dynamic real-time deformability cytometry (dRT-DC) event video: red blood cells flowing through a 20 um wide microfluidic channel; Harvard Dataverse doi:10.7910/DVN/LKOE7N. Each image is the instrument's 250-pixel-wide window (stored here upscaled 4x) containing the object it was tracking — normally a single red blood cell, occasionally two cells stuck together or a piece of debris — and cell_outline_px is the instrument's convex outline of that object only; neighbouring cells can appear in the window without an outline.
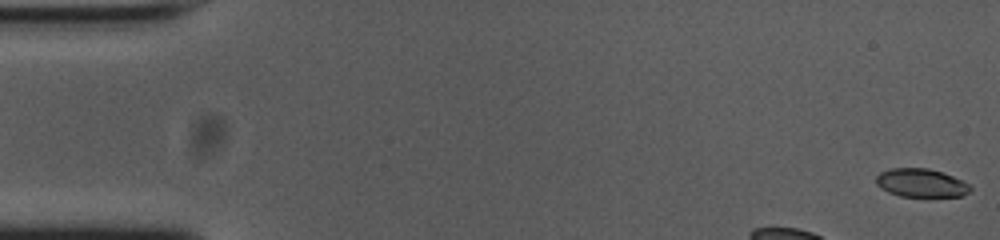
{"species": "common noctule bat (a hibernating species)", "species_latin": "Nyctalus noctula", "temperature_condition": "cold", "stored_images_in_passage": 12, "camera_frame_rate_fps": 3000, "um_per_image_px": 0.085, "animal": {"sex": "female", "body_mass_g": 23.0, "forearm_length_mm": 53.4}, "frame": {"image": 1, "passage_image": 1, "time_ms": 0.0, "image_size_px": [1000, 240], "cell_outline_px": [[972, 188], [968, 192], [960, 196], [900, 196], [888, 192], [880, 188], [876, 184], [876, 176], [880, 172], [888, 168], [928, 168], [952, 176], [968, 184]], "centroid_in_image_um": [78.23, 15.54], "position_along_channel_um": 6.8, "area_um2": 15.43}}